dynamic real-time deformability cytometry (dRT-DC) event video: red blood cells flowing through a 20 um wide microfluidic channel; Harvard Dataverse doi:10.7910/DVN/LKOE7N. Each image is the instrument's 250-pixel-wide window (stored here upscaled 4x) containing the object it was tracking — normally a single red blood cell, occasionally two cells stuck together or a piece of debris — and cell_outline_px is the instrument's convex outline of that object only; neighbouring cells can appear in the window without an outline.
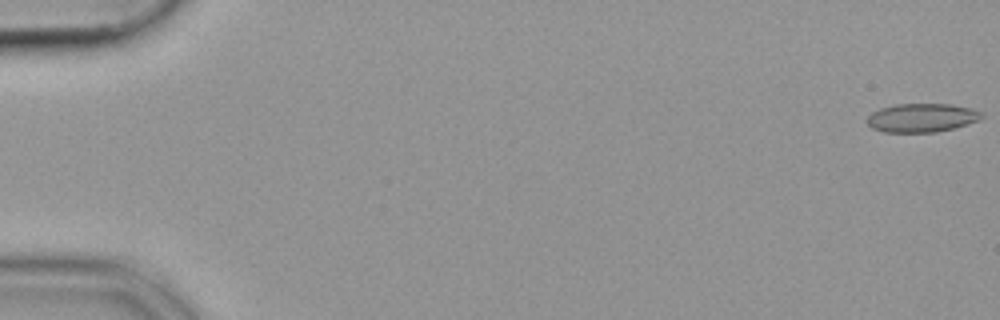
{"species": "common noctule bat (a hibernating species)", "species_latin": "Nyctalus noctula", "temperature_condition": "cold", "stored_images_in_passage": 54, "camera_frame_rate_fps": 3000, "um_per_image_px": 0.085, "animal": {"sex": "female", "body_mass_g": 19.9}, "frame": {"image": 1, "passage_image": 1, "time_ms": 0.0, "image_size_px": [1000, 320], "cell_outline_px": [[984, 116], [980, 120], [952, 128], [936, 132], [884, 132], [872, 128], [868, 124], [868, 116], [872, 112], [880, 108], [896, 104], [952, 104], [972, 108], [980, 112]], "centroid_in_image_um": [78.36, 10.0], "position_along_channel_um": 6.6, "area_um2": 19.07}}
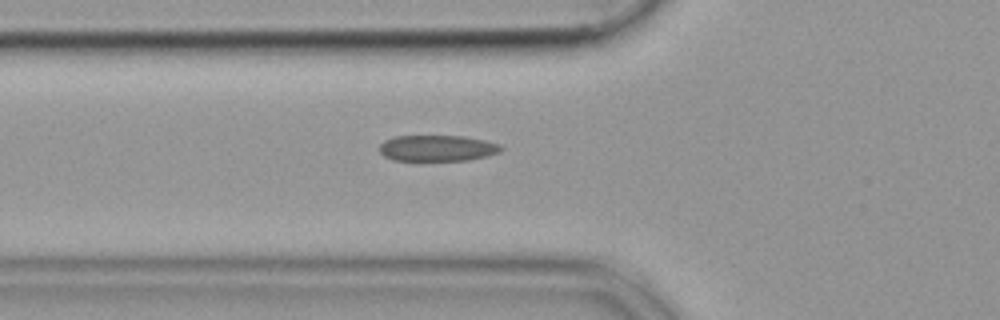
{"frame": {"image": 2, "passage_image": 20, "time_ms": 6.333, "image_size_px": [1000, 320], "cell_outline_px": [[504, 148], [500, 152], [488, 156], [468, 160], [392, 160], [384, 156], [380, 152], [380, 144], [384, 140], [396, 136], [464, 136], [484, 140], [500, 144]], "centroid_in_image_um": [37.19, 12.59], "position_along_channel_um": 88.6, "area_um2": 18.5}}
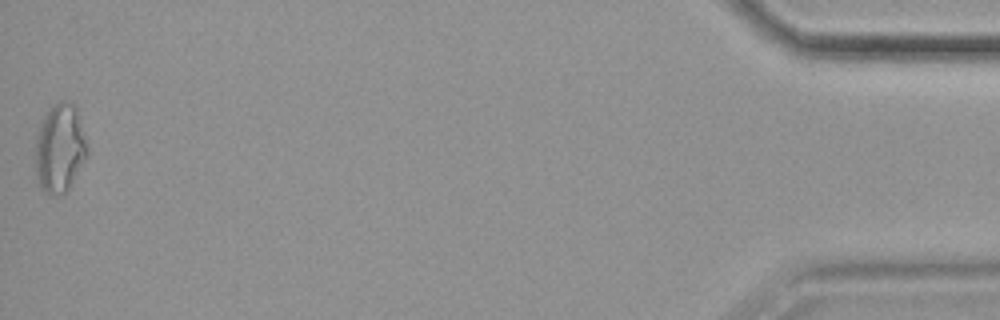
{"frame": {"image": 3, "passage_image": 54, "time_ms": 17.667, "image_size_px": [1000, 320], "cell_outline_px": [[88, 156], [68, 188], [60, 196], [52, 196], [40, 188], [36, 176], [36, 136], [40, 124], [44, 116], [60, 100], [68, 100], [76, 108], [88, 148]], "centroid_in_image_um": [5.08, 12.63], "position_along_channel_um": 430.1, "area_um2": 26.59}}